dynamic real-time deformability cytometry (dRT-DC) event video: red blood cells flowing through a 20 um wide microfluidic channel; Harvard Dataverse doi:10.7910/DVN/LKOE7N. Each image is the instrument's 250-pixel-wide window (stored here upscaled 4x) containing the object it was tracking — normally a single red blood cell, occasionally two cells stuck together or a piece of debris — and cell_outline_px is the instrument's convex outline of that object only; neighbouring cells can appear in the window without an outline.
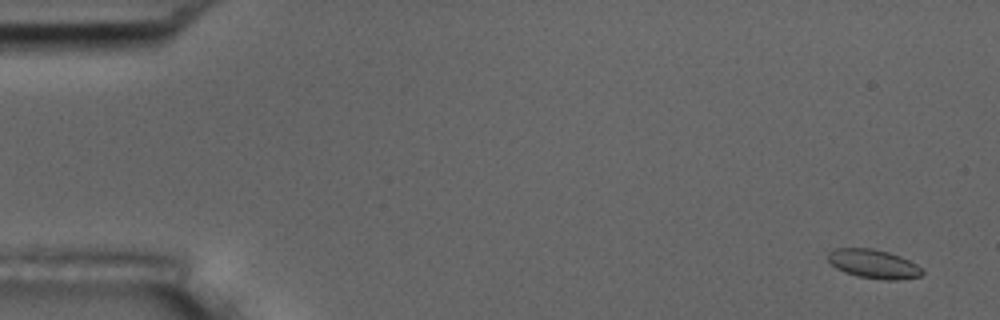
{"species": "common noctule bat (a hibernating species)", "species_latin": "Nyctalus noctula", "temperature_condition": "room temperature", "stored_images_in_passage": 5, "camera_frame_rate_fps": 3000, "um_per_image_px": 0.085, "animal": {"sex": "male", "body_mass_g": 17.5, "forearm_length_mm": 52.3}, "frame": {"image": 1, "passage_image": 1, "time_ms": 0.0, "image_size_px": [1000, 320], "cell_outline_px": [[924, 272], [920, 276], [896, 280], [884, 280], [856, 276], [844, 272], [836, 268], [828, 260], [828, 252], [836, 248], [872, 248], [888, 252], [900, 256], [916, 264]], "centroid_in_image_um": [74.23, 22.43], "position_along_channel_um": 10.8, "area_um2": 15.84}}
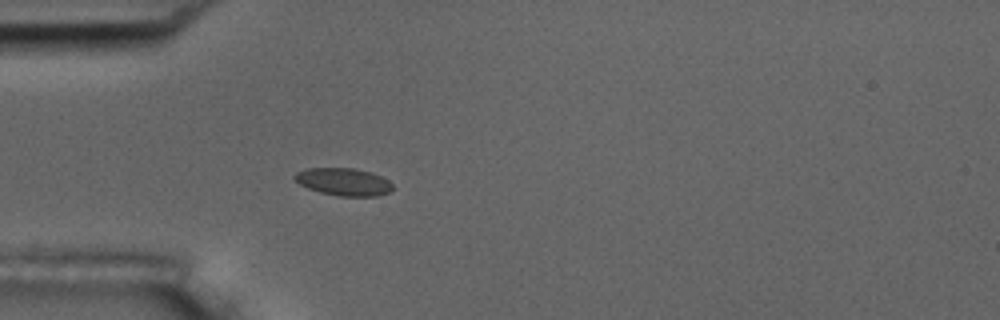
{"frame": {"image": 2, "passage_image": 5, "time_ms": 4.667, "image_size_px": [1000, 320], "cell_outline_px": [[392, 188], [388, 192], [376, 196], [340, 196], [320, 192], [308, 188], [300, 184], [292, 176], [296, 172], [308, 168], [352, 168], [372, 172], [388, 180], [392, 184]], "centroid_in_image_um": [29.19, 15.45], "position_along_channel_um": 55.8, "area_um2": 15.61}}